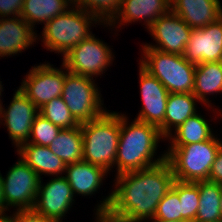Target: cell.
<instances>
[{"label": "cell", "instance_id": "obj_1", "mask_svg": "<svg viewBox=\"0 0 222 222\" xmlns=\"http://www.w3.org/2000/svg\"><path fill=\"white\" fill-rule=\"evenodd\" d=\"M115 189L96 209L97 222H145L172 188L175 176L170 163L116 175ZM146 219V220H145Z\"/></svg>", "mask_w": 222, "mask_h": 222}, {"label": "cell", "instance_id": "obj_2", "mask_svg": "<svg viewBox=\"0 0 222 222\" xmlns=\"http://www.w3.org/2000/svg\"><path fill=\"white\" fill-rule=\"evenodd\" d=\"M127 118L121 114L120 137L115 160L116 175L147 169L166 160V153L153 160L158 142L160 139H165L160 129L136 119L128 125Z\"/></svg>", "mask_w": 222, "mask_h": 222}, {"label": "cell", "instance_id": "obj_3", "mask_svg": "<svg viewBox=\"0 0 222 222\" xmlns=\"http://www.w3.org/2000/svg\"><path fill=\"white\" fill-rule=\"evenodd\" d=\"M121 113L106 112L97 119L80 123L83 136V160L102 167L107 172L117 156Z\"/></svg>", "mask_w": 222, "mask_h": 222}, {"label": "cell", "instance_id": "obj_4", "mask_svg": "<svg viewBox=\"0 0 222 222\" xmlns=\"http://www.w3.org/2000/svg\"><path fill=\"white\" fill-rule=\"evenodd\" d=\"M93 22L97 24L101 21L93 14L73 5L44 25L42 42L46 49L65 56L72 48L92 35L90 28Z\"/></svg>", "mask_w": 222, "mask_h": 222}, {"label": "cell", "instance_id": "obj_5", "mask_svg": "<svg viewBox=\"0 0 222 222\" xmlns=\"http://www.w3.org/2000/svg\"><path fill=\"white\" fill-rule=\"evenodd\" d=\"M222 141L215 135L206 141L169 147L166 160L170 163L175 180L182 182L209 181L212 164Z\"/></svg>", "mask_w": 222, "mask_h": 222}, {"label": "cell", "instance_id": "obj_6", "mask_svg": "<svg viewBox=\"0 0 222 222\" xmlns=\"http://www.w3.org/2000/svg\"><path fill=\"white\" fill-rule=\"evenodd\" d=\"M144 57L141 65L156 77L169 93H192L196 65L188 62L183 55L164 53L150 47L142 48Z\"/></svg>", "mask_w": 222, "mask_h": 222}, {"label": "cell", "instance_id": "obj_7", "mask_svg": "<svg viewBox=\"0 0 222 222\" xmlns=\"http://www.w3.org/2000/svg\"><path fill=\"white\" fill-rule=\"evenodd\" d=\"M93 78L70 73L65 67L62 98L70 113L84 123L102 116L107 110L102 107L101 93Z\"/></svg>", "mask_w": 222, "mask_h": 222}, {"label": "cell", "instance_id": "obj_8", "mask_svg": "<svg viewBox=\"0 0 222 222\" xmlns=\"http://www.w3.org/2000/svg\"><path fill=\"white\" fill-rule=\"evenodd\" d=\"M40 178L30 166L20 158L3 180L4 211L15 206L16 210H32L38 194Z\"/></svg>", "mask_w": 222, "mask_h": 222}, {"label": "cell", "instance_id": "obj_9", "mask_svg": "<svg viewBox=\"0 0 222 222\" xmlns=\"http://www.w3.org/2000/svg\"><path fill=\"white\" fill-rule=\"evenodd\" d=\"M112 53L109 46L92 34L63 56L62 64L70 73L98 77L112 64Z\"/></svg>", "mask_w": 222, "mask_h": 222}, {"label": "cell", "instance_id": "obj_10", "mask_svg": "<svg viewBox=\"0 0 222 222\" xmlns=\"http://www.w3.org/2000/svg\"><path fill=\"white\" fill-rule=\"evenodd\" d=\"M62 67L63 69H57L48 63L36 65L25 76L19 88L33 104L40 108L53 98L62 96L65 66L62 64Z\"/></svg>", "mask_w": 222, "mask_h": 222}, {"label": "cell", "instance_id": "obj_11", "mask_svg": "<svg viewBox=\"0 0 222 222\" xmlns=\"http://www.w3.org/2000/svg\"><path fill=\"white\" fill-rule=\"evenodd\" d=\"M148 31L157 44L151 45L149 43L142 47L154 48L164 53L183 55L192 28L170 10L167 14L159 16Z\"/></svg>", "mask_w": 222, "mask_h": 222}, {"label": "cell", "instance_id": "obj_12", "mask_svg": "<svg viewBox=\"0 0 222 222\" xmlns=\"http://www.w3.org/2000/svg\"><path fill=\"white\" fill-rule=\"evenodd\" d=\"M7 110L0 105V120L4 121L9 137L18 149L30 137L31 127L39 108L33 104L20 88L13 94ZM3 118V119H1ZM0 121V123H2Z\"/></svg>", "mask_w": 222, "mask_h": 222}, {"label": "cell", "instance_id": "obj_13", "mask_svg": "<svg viewBox=\"0 0 222 222\" xmlns=\"http://www.w3.org/2000/svg\"><path fill=\"white\" fill-rule=\"evenodd\" d=\"M74 194L65 176H57L42 184L40 180L38 194L33 210L54 222H62L74 201Z\"/></svg>", "mask_w": 222, "mask_h": 222}, {"label": "cell", "instance_id": "obj_14", "mask_svg": "<svg viewBox=\"0 0 222 222\" xmlns=\"http://www.w3.org/2000/svg\"><path fill=\"white\" fill-rule=\"evenodd\" d=\"M139 79L143 106L135 119L157 126L164 136V117L169 92L141 65L139 66Z\"/></svg>", "mask_w": 222, "mask_h": 222}, {"label": "cell", "instance_id": "obj_15", "mask_svg": "<svg viewBox=\"0 0 222 222\" xmlns=\"http://www.w3.org/2000/svg\"><path fill=\"white\" fill-rule=\"evenodd\" d=\"M183 56L195 65L222 61V18L203 28L192 29Z\"/></svg>", "mask_w": 222, "mask_h": 222}, {"label": "cell", "instance_id": "obj_16", "mask_svg": "<svg viewBox=\"0 0 222 222\" xmlns=\"http://www.w3.org/2000/svg\"><path fill=\"white\" fill-rule=\"evenodd\" d=\"M37 33L20 16L0 19V57L10 56L28 49L36 42Z\"/></svg>", "mask_w": 222, "mask_h": 222}, {"label": "cell", "instance_id": "obj_17", "mask_svg": "<svg viewBox=\"0 0 222 222\" xmlns=\"http://www.w3.org/2000/svg\"><path fill=\"white\" fill-rule=\"evenodd\" d=\"M170 10L171 5L167 0H122L118 13L107 27L115 26V23L120 22L117 27L120 28L121 25L125 26V23L144 20L146 28L149 29L159 16L167 14Z\"/></svg>", "mask_w": 222, "mask_h": 222}, {"label": "cell", "instance_id": "obj_18", "mask_svg": "<svg viewBox=\"0 0 222 222\" xmlns=\"http://www.w3.org/2000/svg\"><path fill=\"white\" fill-rule=\"evenodd\" d=\"M171 10L192 29L203 28L222 18L219 0H176Z\"/></svg>", "mask_w": 222, "mask_h": 222}, {"label": "cell", "instance_id": "obj_19", "mask_svg": "<svg viewBox=\"0 0 222 222\" xmlns=\"http://www.w3.org/2000/svg\"><path fill=\"white\" fill-rule=\"evenodd\" d=\"M65 177L73 194L91 196L100 188L107 171L84 160L66 165Z\"/></svg>", "mask_w": 222, "mask_h": 222}, {"label": "cell", "instance_id": "obj_20", "mask_svg": "<svg viewBox=\"0 0 222 222\" xmlns=\"http://www.w3.org/2000/svg\"><path fill=\"white\" fill-rule=\"evenodd\" d=\"M17 153L40 178L41 174L62 176L66 170V164L49 147L24 143L17 149Z\"/></svg>", "mask_w": 222, "mask_h": 222}, {"label": "cell", "instance_id": "obj_21", "mask_svg": "<svg viewBox=\"0 0 222 222\" xmlns=\"http://www.w3.org/2000/svg\"><path fill=\"white\" fill-rule=\"evenodd\" d=\"M199 100L193 93H169L164 117V137L167 138L188 118L197 114L196 102Z\"/></svg>", "mask_w": 222, "mask_h": 222}, {"label": "cell", "instance_id": "obj_22", "mask_svg": "<svg viewBox=\"0 0 222 222\" xmlns=\"http://www.w3.org/2000/svg\"><path fill=\"white\" fill-rule=\"evenodd\" d=\"M222 92V61L196 65L193 94L199 102L212 107L207 94ZM210 103V104H209Z\"/></svg>", "mask_w": 222, "mask_h": 222}, {"label": "cell", "instance_id": "obj_23", "mask_svg": "<svg viewBox=\"0 0 222 222\" xmlns=\"http://www.w3.org/2000/svg\"><path fill=\"white\" fill-rule=\"evenodd\" d=\"M73 6L72 0H24L20 16L34 29L36 23L45 25Z\"/></svg>", "mask_w": 222, "mask_h": 222}, {"label": "cell", "instance_id": "obj_24", "mask_svg": "<svg viewBox=\"0 0 222 222\" xmlns=\"http://www.w3.org/2000/svg\"><path fill=\"white\" fill-rule=\"evenodd\" d=\"M63 162L73 164L83 160V136L80 126L61 129L48 146Z\"/></svg>", "mask_w": 222, "mask_h": 222}, {"label": "cell", "instance_id": "obj_25", "mask_svg": "<svg viewBox=\"0 0 222 222\" xmlns=\"http://www.w3.org/2000/svg\"><path fill=\"white\" fill-rule=\"evenodd\" d=\"M197 187L199 189V206L194 221H222L220 209L222 185L211 181H199Z\"/></svg>", "mask_w": 222, "mask_h": 222}, {"label": "cell", "instance_id": "obj_26", "mask_svg": "<svg viewBox=\"0 0 222 222\" xmlns=\"http://www.w3.org/2000/svg\"><path fill=\"white\" fill-rule=\"evenodd\" d=\"M171 135L169 147H180L186 144L199 143L211 139L214 134L209 123L199 113L184 121Z\"/></svg>", "mask_w": 222, "mask_h": 222}, {"label": "cell", "instance_id": "obj_27", "mask_svg": "<svg viewBox=\"0 0 222 222\" xmlns=\"http://www.w3.org/2000/svg\"><path fill=\"white\" fill-rule=\"evenodd\" d=\"M172 189L178 194L181 203V220H195L199 206V189L197 182L175 180Z\"/></svg>", "mask_w": 222, "mask_h": 222}, {"label": "cell", "instance_id": "obj_28", "mask_svg": "<svg viewBox=\"0 0 222 222\" xmlns=\"http://www.w3.org/2000/svg\"><path fill=\"white\" fill-rule=\"evenodd\" d=\"M39 114L61 129L80 126V123L70 113L62 97L53 98L39 108Z\"/></svg>", "mask_w": 222, "mask_h": 222}, {"label": "cell", "instance_id": "obj_29", "mask_svg": "<svg viewBox=\"0 0 222 222\" xmlns=\"http://www.w3.org/2000/svg\"><path fill=\"white\" fill-rule=\"evenodd\" d=\"M73 5L96 16L101 23L108 24L118 13L122 0H72Z\"/></svg>", "mask_w": 222, "mask_h": 222}, {"label": "cell", "instance_id": "obj_30", "mask_svg": "<svg viewBox=\"0 0 222 222\" xmlns=\"http://www.w3.org/2000/svg\"><path fill=\"white\" fill-rule=\"evenodd\" d=\"M60 130V127L38 114L32 124L30 137L26 143L48 147Z\"/></svg>", "mask_w": 222, "mask_h": 222}, {"label": "cell", "instance_id": "obj_31", "mask_svg": "<svg viewBox=\"0 0 222 222\" xmlns=\"http://www.w3.org/2000/svg\"><path fill=\"white\" fill-rule=\"evenodd\" d=\"M153 219L162 221L181 220V203L178 194L172 188L159 202Z\"/></svg>", "mask_w": 222, "mask_h": 222}, {"label": "cell", "instance_id": "obj_32", "mask_svg": "<svg viewBox=\"0 0 222 222\" xmlns=\"http://www.w3.org/2000/svg\"><path fill=\"white\" fill-rule=\"evenodd\" d=\"M10 222H54L32 210H19L10 215Z\"/></svg>", "mask_w": 222, "mask_h": 222}, {"label": "cell", "instance_id": "obj_33", "mask_svg": "<svg viewBox=\"0 0 222 222\" xmlns=\"http://www.w3.org/2000/svg\"><path fill=\"white\" fill-rule=\"evenodd\" d=\"M24 0H0V17H15L21 14Z\"/></svg>", "mask_w": 222, "mask_h": 222}, {"label": "cell", "instance_id": "obj_34", "mask_svg": "<svg viewBox=\"0 0 222 222\" xmlns=\"http://www.w3.org/2000/svg\"><path fill=\"white\" fill-rule=\"evenodd\" d=\"M209 181L216 182L222 185V147L212 164V168L209 174Z\"/></svg>", "mask_w": 222, "mask_h": 222}, {"label": "cell", "instance_id": "obj_35", "mask_svg": "<svg viewBox=\"0 0 222 222\" xmlns=\"http://www.w3.org/2000/svg\"><path fill=\"white\" fill-rule=\"evenodd\" d=\"M0 173V211L4 213L3 180Z\"/></svg>", "mask_w": 222, "mask_h": 222}, {"label": "cell", "instance_id": "obj_36", "mask_svg": "<svg viewBox=\"0 0 222 222\" xmlns=\"http://www.w3.org/2000/svg\"><path fill=\"white\" fill-rule=\"evenodd\" d=\"M0 222H10V216L6 215L5 212L1 213L0 214Z\"/></svg>", "mask_w": 222, "mask_h": 222}, {"label": "cell", "instance_id": "obj_37", "mask_svg": "<svg viewBox=\"0 0 222 222\" xmlns=\"http://www.w3.org/2000/svg\"><path fill=\"white\" fill-rule=\"evenodd\" d=\"M158 222H188L185 220H176V221H162V220H157Z\"/></svg>", "mask_w": 222, "mask_h": 222}, {"label": "cell", "instance_id": "obj_38", "mask_svg": "<svg viewBox=\"0 0 222 222\" xmlns=\"http://www.w3.org/2000/svg\"><path fill=\"white\" fill-rule=\"evenodd\" d=\"M1 83H2V81H0V96H2L1 93H2V91H3V87H2L3 85H2ZM0 98H1V97H0ZM1 104H3V103L1 102V99H0V105H1Z\"/></svg>", "mask_w": 222, "mask_h": 222}, {"label": "cell", "instance_id": "obj_39", "mask_svg": "<svg viewBox=\"0 0 222 222\" xmlns=\"http://www.w3.org/2000/svg\"><path fill=\"white\" fill-rule=\"evenodd\" d=\"M221 216H222V193H221V202H220Z\"/></svg>", "mask_w": 222, "mask_h": 222}, {"label": "cell", "instance_id": "obj_40", "mask_svg": "<svg viewBox=\"0 0 222 222\" xmlns=\"http://www.w3.org/2000/svg\"><path fill=\"white\" fill-rule=\"evenodd\" d=\"M170 5H172L176 0H167Z\"/></svg>", "mask_w": 222, "mask_h": 222}, {"label": "cell", "instance_id": "obj_41", "mask_svg": "<svg viewBox=\"0 0 222 222\" xmlns=\"http://www.w3.org/2000/svg\"><path fill=\"white\" fill-rule=\"evenodd\" d=\"M152 220V222H158L156 219H151Z\"/></svg>", "mask_w": 222, "mask_h": 222}]
</instances>
